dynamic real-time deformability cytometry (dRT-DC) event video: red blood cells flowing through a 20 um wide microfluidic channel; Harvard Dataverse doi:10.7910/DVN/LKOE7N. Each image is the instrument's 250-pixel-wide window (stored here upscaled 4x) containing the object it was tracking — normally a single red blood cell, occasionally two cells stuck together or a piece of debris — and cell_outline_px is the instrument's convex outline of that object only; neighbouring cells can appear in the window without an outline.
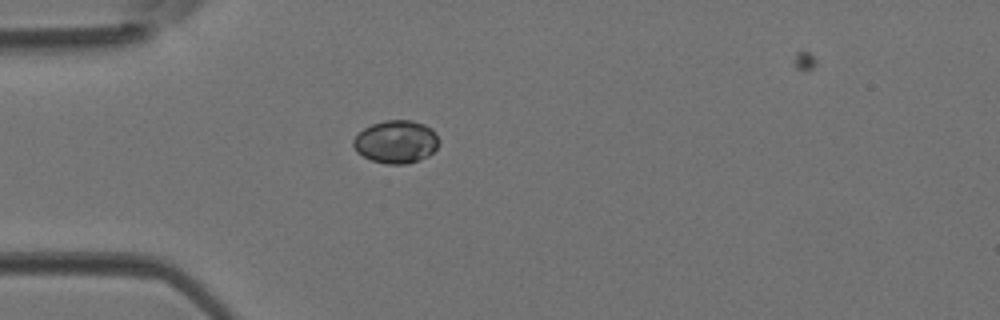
{"species": "Egyptian fruit bat (a non-hibernating species)", "species_latin": "Rousettus aegyptiacus", "temperature_condition": "room temperature", "stored_images_in_passage": 32, "camera_frame_rate_fps": 3000, "um_per_image_px": 0.085, "animal": {"sex": "female"}, "frame": {"image": 1, "passage_image": 1, "time_ms": 0.0, "image_size_px": [1000, 320], "cell_outline_px": [[440, 144], [428, 156], [408, 164], [384, 164], [372, 160], [356, 152], [352, 144], [352, 140], [364, 128], [372, 124], [384, 120], [412, 120], [424, 124], [432, 128], [436, 132], [440, 140]], "centroid_in_image_um": [33.69, 12.05], "position_along_channel_um": 51.3, "area_um2": 21.62}}
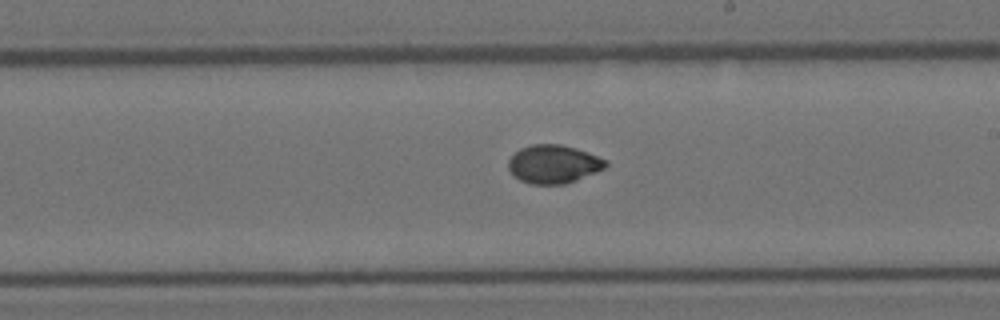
{"frame": {"image": 2, "passage_image": 14, "time_ms": 4.333, "image_size_px": [1000, 320], "cell_outline_px": [[608, 164], [604, 168], [576, 180], [564, 184], [532, 184], [520, 180], [512, 176], [508, 168], [508, 160], [520, 148], [532, 144], [560, 144], [576, 148], [588, 152], [608, 160]], "centroid_in_image_um": [47.03, 13.94], "position_along_channel_um": 242.0, "area_um2": 21.79}}
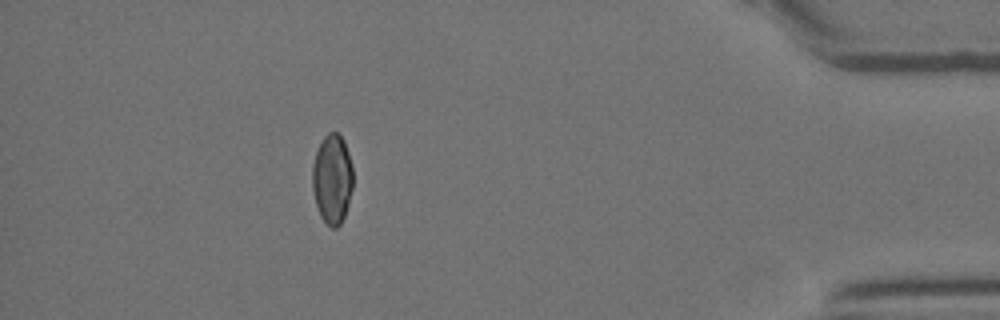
{"frame": {"image": 3, "passage_image": 28, "time_ms": 9.0, "image_size_px": [1000, 320], "cell_outline_px": [[352, 188], [348, 204], [344, 216], [340, 224], [336, 228], [332, 228], [320, 216], [316, 204], [312, 188], [312, 164], [316, 152], [324, 136], [328, 132], [336, 132], [344, 140], [348, 152], [352, 168]], "centroid_in_image_um": [28.23, 15.21], "position_along_channel_um": 407.0, "area_um2": 21.1}}